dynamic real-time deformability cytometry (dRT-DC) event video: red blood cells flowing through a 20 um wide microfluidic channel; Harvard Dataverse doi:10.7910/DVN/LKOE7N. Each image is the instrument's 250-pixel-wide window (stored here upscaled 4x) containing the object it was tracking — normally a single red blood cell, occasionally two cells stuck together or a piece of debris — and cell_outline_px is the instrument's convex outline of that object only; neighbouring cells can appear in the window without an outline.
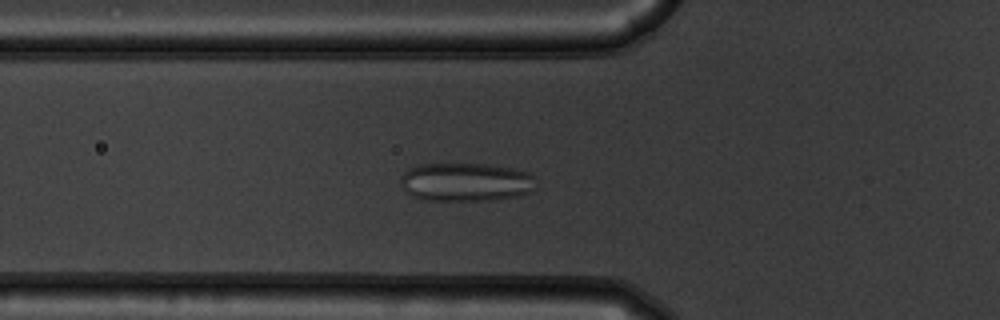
{"species": "common noctule bat (a hibernating species)", "species_latin": "Nyctalus noctula", "temperature_condition": "warm", "stored_images_in_passage": 48, "camera_frame_rate_fps": 3000, "um_per_image_px": 0.085, "animal": {"sex": "male", "body_mass_g": 19.5, "forearm_length_mm": 54.6}, "frame": {"image": 1, "passage_image": 13, "time_ms": 4.0, "image_size_px": [1000, 320], "cell_outline_px": [[536, 176], [532, 188], [528, 192], [516, 196], [492, 200], [424, 200], [412, 196], [404, 188], [400, 180], [400, 176], [408, 168], [420, 164], [488, 164], [528, 172]], "centroid_in_image_um": [39.56, 15.47], "position_along_channel_um": 86.2, "area_um2": 30.23}}
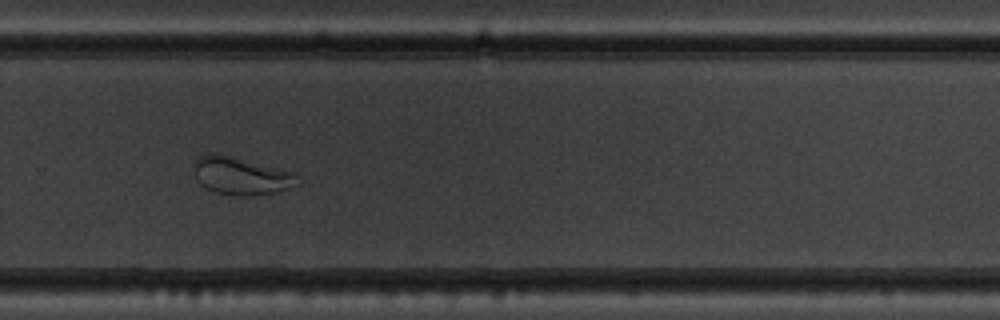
{"frame": {"image": 2, "passage_image": 31, "time_ms": 10.0, "image_size_px": [1000, 320], "cell_outline_px": [[300, 184], [276, 192], [252, 196], [232, 196], [216, 192], [204, 188], [196, 180], [192, 168], [192, 164], [196, 156], [208, 152], [216, 152], [236, 156], [296, 172]], "centroid_in_image_um": [20.44, 14.91], "position_along_channel_um": 309.4, "area_um2": 23.87}}
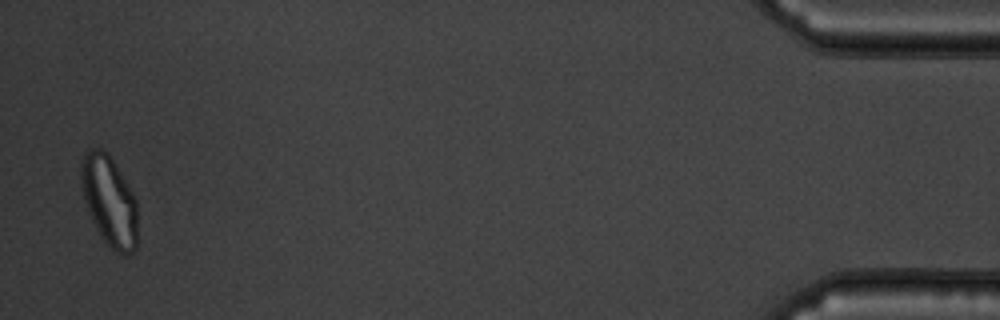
{"frame": {"image": 3, "passage_image": 47, "time_ms": 15.333, "image_size_px": [1000, 320], "cell_outline_px": [[136, 248], [128, 256], [124, 256], [116, 252], [100, 236], [88, 212], [80, 192], [80, 160], [84, 152], [88, 148], [100, 148], [108, 152], [132, 192], [136, 200]], "centroid_in_image_um": [9.24, 17.04], "position_along_channel_um": 426.0, "area_um2": 30.11}}